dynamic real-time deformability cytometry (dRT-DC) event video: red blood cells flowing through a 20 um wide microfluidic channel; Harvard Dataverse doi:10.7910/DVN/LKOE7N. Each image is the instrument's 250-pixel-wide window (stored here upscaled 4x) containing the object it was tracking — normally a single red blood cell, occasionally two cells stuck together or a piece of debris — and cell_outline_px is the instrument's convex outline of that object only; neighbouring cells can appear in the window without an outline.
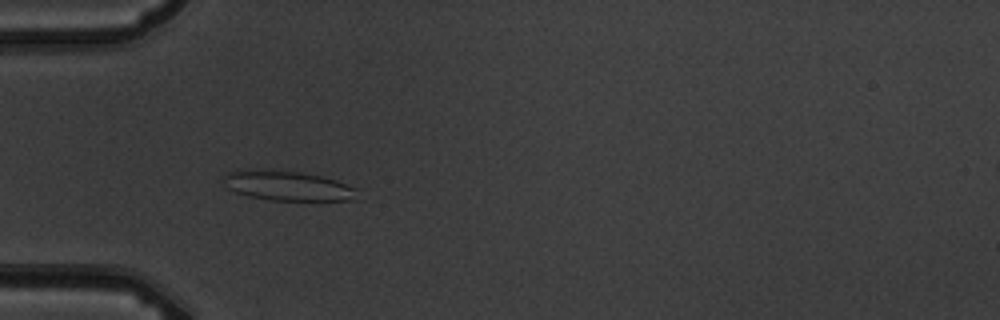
{"species": "common noctule bat (a hibernating species)", "species_latin": "Nyctalus noctula", "temperature_condition": "warm", "stored_images_in_passage": 6, "camera_frame_rate_fps": 3000, "um_per_image_px": 0.085, "animal": {"sex": "male", "body_mass_g": 19.5, "forearm_length_mm": 54.6}, "frame": {"image": 1, "passage_image": 5, "time_ms": 4.667, "image_size_px": [1000, 320], "cell_outline_px": [[356, 200], [272, 200], [248, 196], [236, 192], [228, 188], [224, 180], [224, 176], [228, 172], [236, 168], [272, 168], [304, 172], [336, 180], [356, 188]], "centroid_in_image_um": [24.38, 15.74], "position_along_channel_um": 60.6, "area_um2": 23.7}}